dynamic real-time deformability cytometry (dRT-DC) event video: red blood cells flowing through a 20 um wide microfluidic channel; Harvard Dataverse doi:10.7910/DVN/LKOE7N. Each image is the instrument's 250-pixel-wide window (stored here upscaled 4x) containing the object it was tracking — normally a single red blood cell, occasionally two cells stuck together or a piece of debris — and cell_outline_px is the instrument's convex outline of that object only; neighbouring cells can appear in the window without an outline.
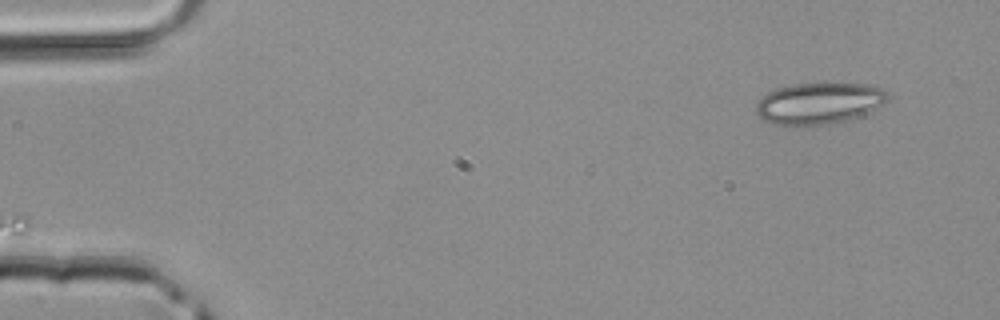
{"species": "common noctule bat (a hibernating species)", "species_latin": "Nyctalus noctula", "temperature_condition": "room temperature", "stored_images_in_passage": 3, "camera_frame_rate_fps": 3000, "um_per_image_px": 0.085, "animal": {"sex": "male", "body_mass_g": 20.4}, "frame": {"image": 1, "passage_image": 1, "time_ms": 0.0, "image_size_px": [1000, 320], "cell_outline_px": [[888, 100], [884, 104], [856, 116], [844, 120], [828, 124], [804, 128], [792, 128], [772, 124], [764, 120], [756, 112], [756, 104], [768, 92], [776, 88], [792, 84], [864, 84], [884, 88], [888, 92]], "centroid_in_image_um": [69.57, 8.82], "position_along_channel_um": 15.4, "area_um2": 32.08}}